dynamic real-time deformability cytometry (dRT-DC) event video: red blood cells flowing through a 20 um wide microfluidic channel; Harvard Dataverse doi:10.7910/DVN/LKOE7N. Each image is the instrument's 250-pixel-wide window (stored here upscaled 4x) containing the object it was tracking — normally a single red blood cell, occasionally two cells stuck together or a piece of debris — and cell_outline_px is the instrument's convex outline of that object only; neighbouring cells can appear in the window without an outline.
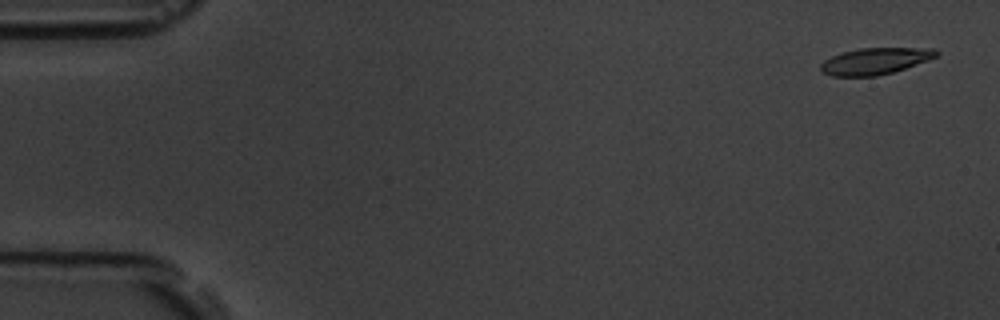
{"species": "common noctule bat (a hibernating species)", "species_latin": "Nyctalus noctula", "temperature_condition": "room temperature", "stored_images_in_passage": 15, "camera_frame_rate_fps": 3000, "um_per_image_px": 0.085, "animal": {"sex": "male", "body_mass_g": 19.5, "forearm_length_mm": 54.6}, "frame": {"image": 1, "passage_image": 1, "time_ms": 0.0, "image_size_px": [1000, 320], "cell_outline_px": [[940, 52], [936, 56], [928, 60], [892, 72], [876, 76], [832, 76], [820, 72], [820, 64], [824, 60], [832, 56], [844, 52], [860, 48], [936, 48]], "centroid_in_image_um": [74.37, 5.19], "position_along_channel_um": 10.6, "area_um2": 17.8}}
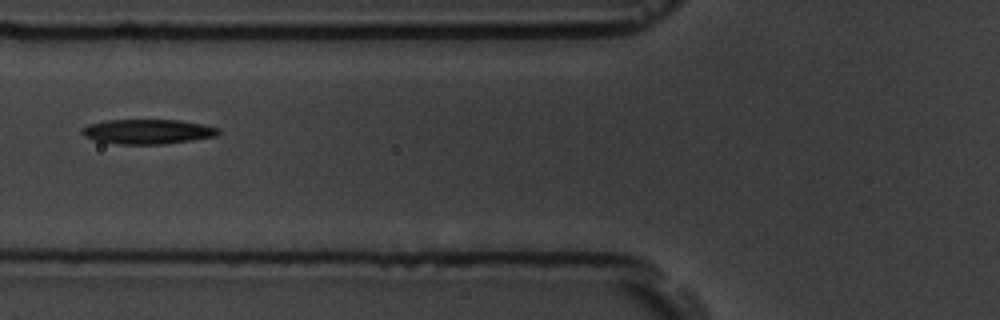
{"frame": {"image": 2, "passage_image": 6, "time_ms": 6.667, "image_size_px": [1000, 320], "cell_outline_px": [[220, 132], [216, 136], [192, 140], [164, 144], [116, 144], [96, 140], [84, 136], [80, 132], [80, 128], [88, 124], [104, 120], [180, 120], [204, 124], [220, 128]], "centroid_in_image_um": [12.54, 11.18], "position_along_channel_um": 113.3, "area_um2": 19.83}}
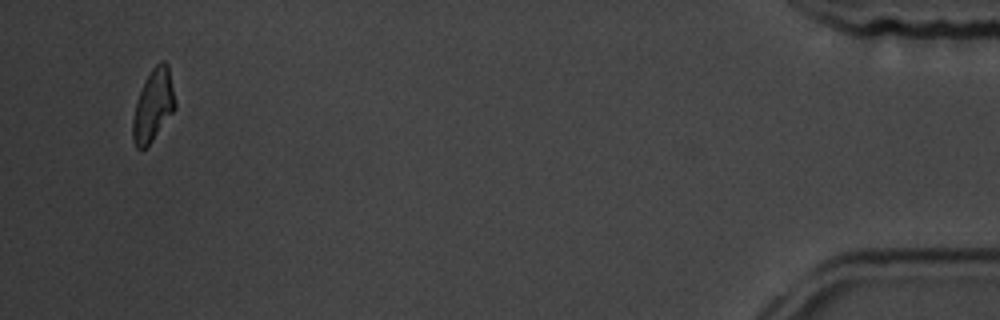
{"frame": {"image": 3, "passage_image": 15, "time_ms": 17.667, "image_size_px": [1000, 320], "cell_outline_px": [[176, 108], [152, 140], [140, 152], [136, 148], [132, 140], [132, 120], [136, 100], [152, 68], [160, 60], [164, 60], [168, 64], [176, 104]], "centroid_in_image_um": [13.01, 8.98], "position_along_channel_um": 422.2, "area_um2": 17.69}, "authors_computed_cell_mechanics": {"area_um2": 19.2474, "velocity_mm_per_s": 3.5499, "shape_relaxation_time_tau1_ms": 3.5068, "shape_relaxation_time_tau2_ms": null, "deformation_change_tau1": 0.1117, "deformation_change_tau2": null}}